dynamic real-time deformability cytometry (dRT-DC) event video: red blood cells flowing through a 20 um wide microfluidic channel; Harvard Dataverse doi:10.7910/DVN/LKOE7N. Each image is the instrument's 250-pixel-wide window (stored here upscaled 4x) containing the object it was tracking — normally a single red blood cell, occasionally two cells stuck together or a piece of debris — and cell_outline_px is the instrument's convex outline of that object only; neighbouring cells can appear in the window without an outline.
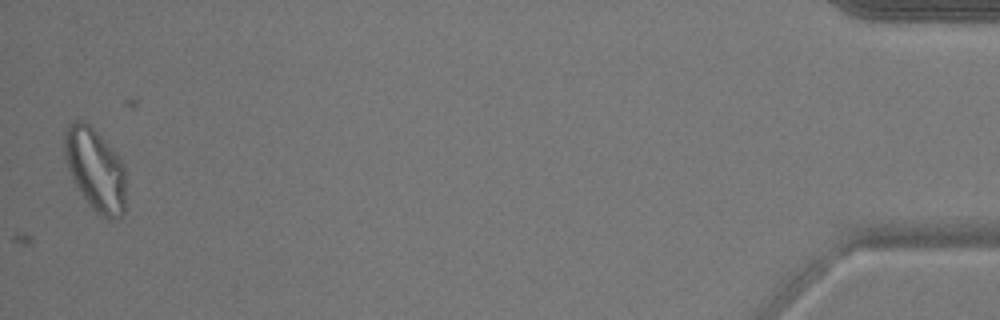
{"species": "common noctule bat (a hibernating species)", "species_latin": "Nyctalus noctula", "temperature_condition": "warm", "stored_images_in_passage": 51, "camera_frame_rate_fps": 3000, "um_per_image_px": 0.085, "animal": {"sex": "male", "body_mass_g": 17.9}, "frame": {"image": 1, "passage_image": 51, "time_ms": 16.667, "image_size_px": [1000, 320], "cell_outline_px": [[124, 212], [120, 216], [104, 216], [96, 212], [92, 208], [76, 188], [72, 180], [64, 160], [64, 132], [68, 124], [76, 120], [84, 120], [104, 140], [120, 160], [124, 168]], "centroid_in_image_um": [8.03, 14.37], "position_along_channel_um": 427.2, "area_um2": 29.07}, "authors_computed_cell_mechanics": {"area_um2": 18.0914, "velocity_mm_per_s": 3.8806, "shape_relaxation_time_tau1_ms": null, "shape_relaxation_time_tau2_ms": 1.9585, "deformation_change_tau1": null, "deformation_change_tau2": 0.0877}}